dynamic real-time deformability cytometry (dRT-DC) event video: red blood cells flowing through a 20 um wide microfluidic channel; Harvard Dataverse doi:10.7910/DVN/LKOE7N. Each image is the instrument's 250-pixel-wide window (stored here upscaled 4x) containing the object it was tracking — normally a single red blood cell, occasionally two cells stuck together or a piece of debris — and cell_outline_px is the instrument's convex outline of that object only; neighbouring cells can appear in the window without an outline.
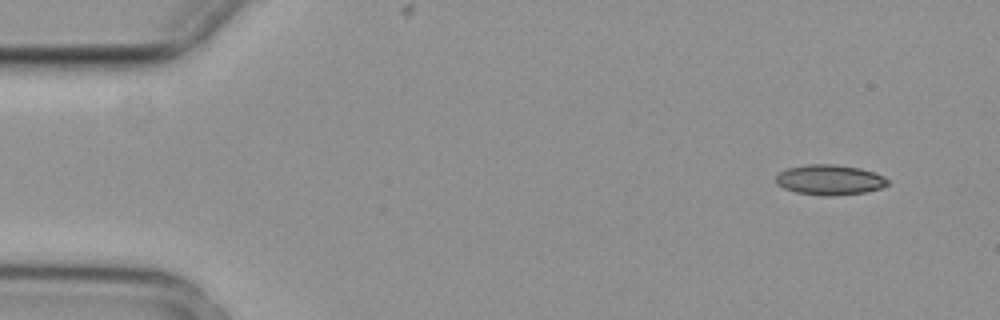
{"species": "common noctule bat (a hibernating species)", "species_latin": "Nyctalus noctula", "temperature_condition": "cold", "stored_images_in_passage": 3, "camera_frame_rate_fps": 3000, "um_per_image_px": 0.085, "animal": {"sex": "female", "body_mass_g": 29.2, "forearm_length_mm": 56.3}, "frame": {"image": 1, "passage_image": 1, "time_ms": 0.0, "image_size_px": [1000, 320], "cell_outline_px": [[888, 184], [880, 188], [864, 192], [828, 196], [824, 196], [796, 192], [784, 188], [776, 184], [776, 176], [780, 172], [788, 168], [808, 164], [832, 164], [860, 168], [884, 176], [888, 180]], "centroid_in_image_um": [70.5, 15.28], "position_along_channel_um": 14.5, "area_um2": 19.48}}